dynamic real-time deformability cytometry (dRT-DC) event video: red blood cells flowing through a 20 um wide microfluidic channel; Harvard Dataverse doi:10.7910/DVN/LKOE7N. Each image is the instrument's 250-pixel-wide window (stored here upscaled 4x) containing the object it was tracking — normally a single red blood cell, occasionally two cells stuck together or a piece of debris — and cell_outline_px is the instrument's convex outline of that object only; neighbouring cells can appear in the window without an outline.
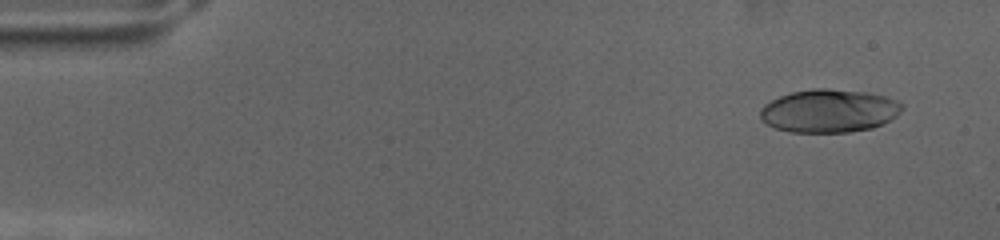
{"species": "human", "species_latin": "Homo sapiens", "temperature_condition": "cold", "stored_images_in_passage": 71, "camera_frame_rate_fps": 3000, "um_per_image_px": 0.085, "donor": {"sex": "female"}, "frame": {"image": 1, "passage_image": 5, "time_ms": 1.333, "image_size_px": [1000, 240], "cell_outline_px": [[904, 108], [896, 116], [872, 128], [848, 132], [788, 132], [776, 128], [760, 120], [760, 108], [764, 104], [780, 96], [792, 92], [812, 88], [828, 88], [868, 92], [900, 100], [904, 104]], "centroid_in_image_um": [70.48, 9.41], "position_along_channel_um": 14.5, "area_um2": 35.89}}
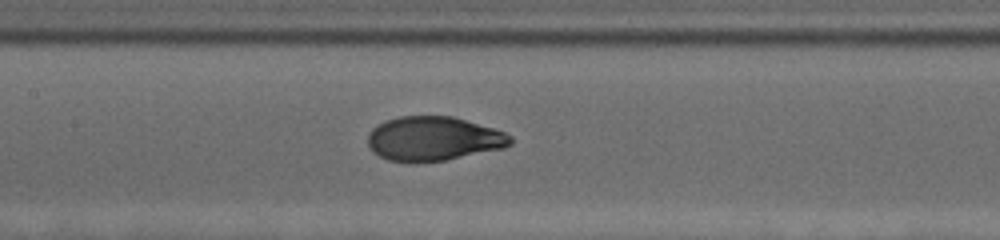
{"frame": {"image": 2, "passage_image": 34, "time_ms": 11.0, "image_size_px": [1000, 240], "cell_outline_px": [[512, 144], [504, 148], [444, 160], [412, 164], [388, 160], [372, 152], [368, 148], [368, 132], [372, 128], [388, 120], [400, 116], [452, 116], [492, 128], [504, 132], [512, 136]], "centroid_in_image_um": [36.81, 11.81], "position_along_channel_um": 170.6, "area_um2": 36.93}}
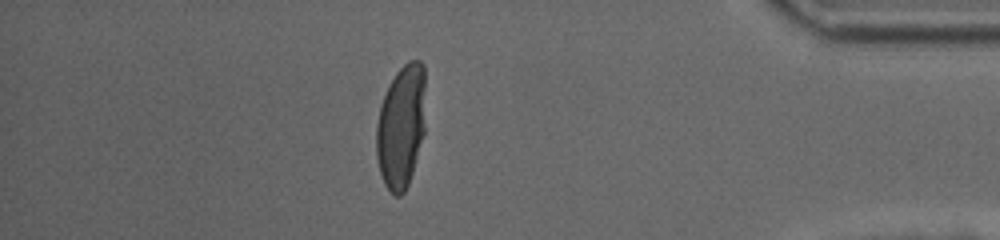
{"frame": {"image": 3, "passage_image": 62, "time_ms": 20.333, "image_size_px": [1000, 240], "cell_outline_px": [[424, 132], [412, 172], [408, 184], [404, 192], [400, 196], [396, 196], [384, 184], [380, 172], [376, 156], [376, 124], [380, 108], [384, 96], [396, 72], [408, 60], [420, 60], [424, 64]], "centroid_in_image_um": [34.09, 10.74], "position_along_channel_um": 401.1, "area_um2": 35.08}}